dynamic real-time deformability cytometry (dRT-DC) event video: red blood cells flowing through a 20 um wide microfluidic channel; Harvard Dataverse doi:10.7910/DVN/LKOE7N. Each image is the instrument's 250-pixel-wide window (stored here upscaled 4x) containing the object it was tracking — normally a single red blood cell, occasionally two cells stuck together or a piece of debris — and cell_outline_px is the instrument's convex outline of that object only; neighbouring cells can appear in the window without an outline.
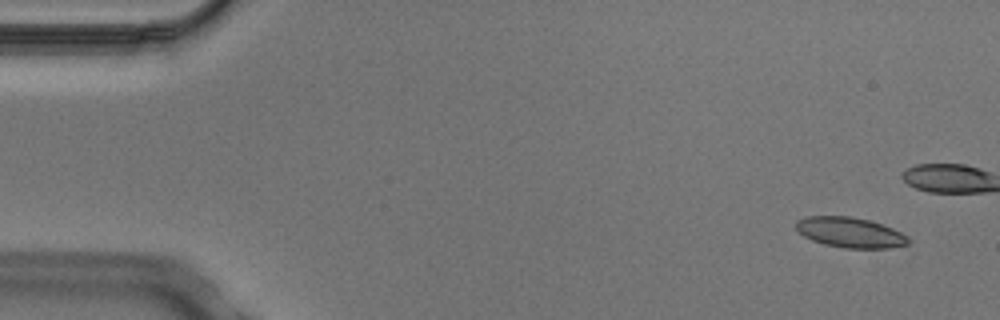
{"species": "Egyptian fruit bat (a non-hibernating species)", "species_latin": "Rousettus aegyptiacus", "temperature_condition": "cold", "stored_images_in_passage": 8, "camera_frame_rate_fps": 3000, "um_per_image_px": 0.085, "animal": {"sex": "male"}, "frame": {"image": 1, "passage_image": 1, "time_ms": 0.0, "image_size_px": [1000, 320], "cell_outline_px": [[908, 244], [892, 248], [844, 248], [824, 244], [812, 240], [804, 236], [796, 228], [796, 220], [808, 216], [852, 216], [868, 220], [892, 228], [908, 236]], "centroid_in_image_um": [72.25, 19.76], "position_along_channel_um": 12.7, "area_um2": 19.71}}
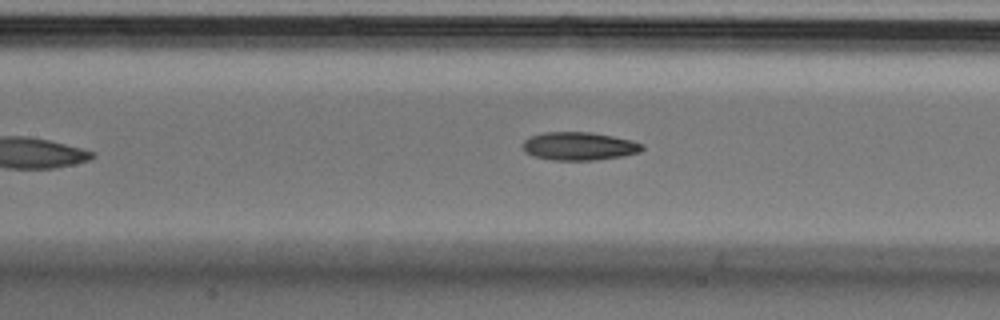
{"frame": {"image": 2, "passage_image": 7, "time_ms": 2.0, "image_size_px": [1000, 320], "cell_outline_px": [[644, 148], [640, 152], [620, 156], [596, 160], [552, 160], [532, 156], [524, 152], [524, 140], [528, 136], [544, 132], [592, 132], [632, 140], [644, 144]], "centroid_in_image_um": [49.21, 12.42], "position_along_channel_um": 158.2, "area_um2": 19.71}}
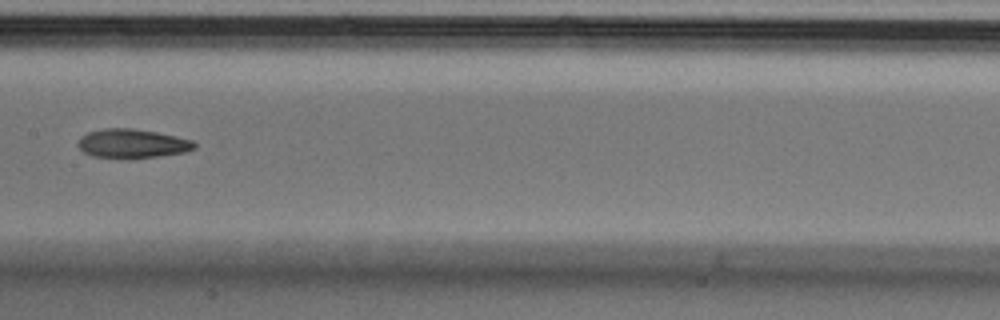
{"frame": {"image": 3, "passage_image": 8, "time_ms": 2.333, "image_size_px": [1000, 320], "cell_outline_px": [[196, 148], [184, 152], [128, 160], [92, 156], [84, 152], [76, 144], [80, 136], [88, 132], [104, 128], [132, 128], [156, 132], [176, 136], [192, 140], [196, 144]], "centroid_in_image_um": [11.2, 12.21], "position_along_channel_um": 196.2, "area_um2": 20.0}}